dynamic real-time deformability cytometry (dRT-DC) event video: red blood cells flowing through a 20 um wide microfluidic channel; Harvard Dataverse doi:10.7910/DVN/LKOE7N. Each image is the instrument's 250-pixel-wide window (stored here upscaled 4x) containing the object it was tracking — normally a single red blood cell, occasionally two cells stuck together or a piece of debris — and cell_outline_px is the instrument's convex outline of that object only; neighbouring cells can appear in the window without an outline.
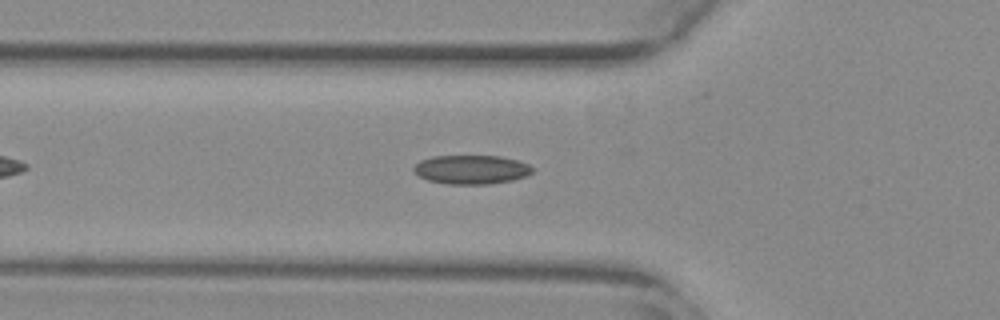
{"species": "common noctule bat (a hibernating species)", "species_latin": "Nyctalus noctula", "temperature_condition": "warm", "stored_images_in_passage": 40, "camera_frame_rate_fps": 3000, "um_per_image_px": 0.085, "animal": {"sex": "female", "body_mass_g": 29.2, "forearm_length_mm": 56.3}, "frame": {"image": 1, "passage_image": 9, "time_ms": 2.667, "image_size_px": [1000, 320], "cell_outline_px": [[536, 168], [532, 172], [524, 176], [512, 180], [488, 184], [448, 184], [428, 180], [412, 172], [412, 168], [420, 160], [432, 156], [500, 156], [516, 160], [528, 164]], "centroid_in_image_um": [40.04, 14.41], "position_along_channel_um": 85.8, "area_um2": 20.06}}
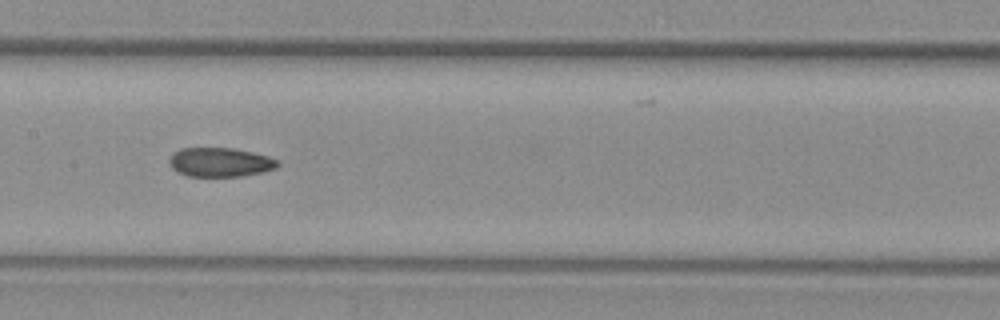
{"frame": {"image": 2, "passage_image": 17, "time_ms": 5.333, "image_size_px": [1000, 320], "cell_outline_px": [[280, 164], [276, 168], [264, 172], [240, 176], [188, 176], [176, 172], [168, 164], [168, 160], [180, 148], [232, 148], [268, 156], [280, 160]], "centroid_in_image_um": [18.72, 13.8], "position_along_channel_um": 188.7, "area_um2": 18.44}}
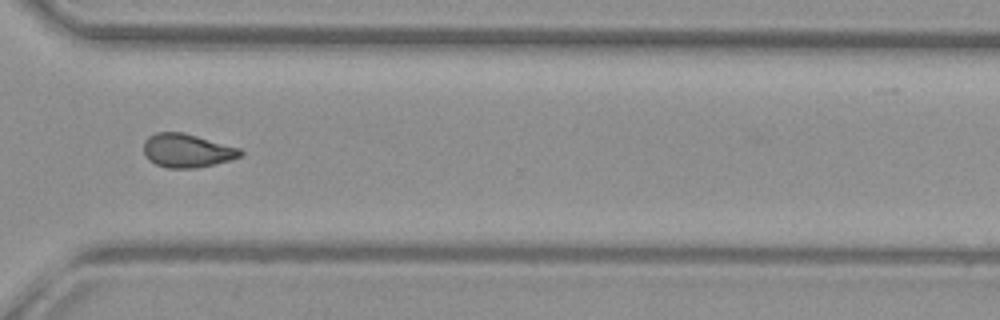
{"frame": {"image": 3, "passage_image": 30, "time_ms": 9.667, "image_size_px": [1000, 320], "cell_outline_px": [[244, 152], [240, 156], [232, 160], [196, 168], [168, 168], [156, 164], [148, 160], [144, 156], [144, 140], [148, 136], [156, 132], [184, 132], [240, 148]], "centroid_in_image_um": [15.88, 12.8], "position_along_channel_um": 354.7, "area_um2": 19.13}}